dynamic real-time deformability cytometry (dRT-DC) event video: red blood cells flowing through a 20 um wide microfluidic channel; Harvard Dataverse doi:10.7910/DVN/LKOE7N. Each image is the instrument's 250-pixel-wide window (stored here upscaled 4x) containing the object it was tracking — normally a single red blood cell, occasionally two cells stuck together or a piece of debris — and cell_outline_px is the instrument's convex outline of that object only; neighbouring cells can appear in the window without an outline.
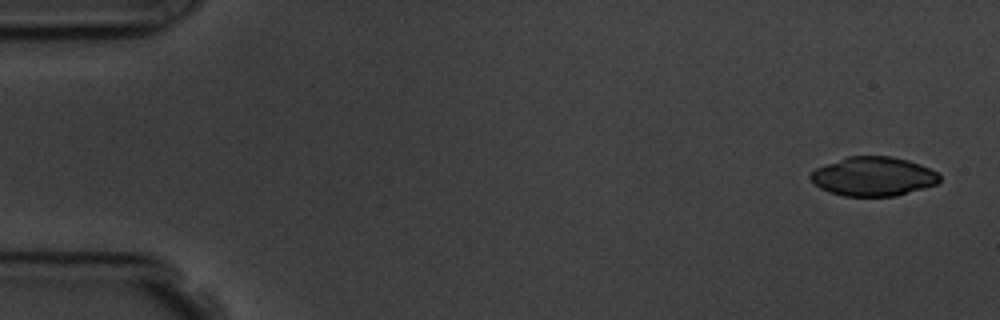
{"species": "common noctule bat (a hibernating species)", "species_latin": "Nyctalus noctula", "temperature_condition": "room temperature", "stored_images_in_passage": 4, "camera_frame_rate_fps": 3000, "um_per_image_px": 0.085, "animal": {"sex": "male", "body_mass_g": 19.5, "forearm_length_mm": 54.6}, "frame": {"image": 1, "passage_image": 1, "time_ms": 0.0, "image_size_px": [1000, 320], "cell_outline_px": [[940, 180], [936, 184], [924, 188], [896, 196], [844, 196], [828, 192], [820, 188], [808, 176], [816, 168], [824, 164], [848, 156], [892, 156], [908, 160], [920, 164], [936, 172], [940, 176]], "centroid_in_image_um": [74.21, 14.99], "position_along_channel_um": 10.8, "area_um2": 29.42}}